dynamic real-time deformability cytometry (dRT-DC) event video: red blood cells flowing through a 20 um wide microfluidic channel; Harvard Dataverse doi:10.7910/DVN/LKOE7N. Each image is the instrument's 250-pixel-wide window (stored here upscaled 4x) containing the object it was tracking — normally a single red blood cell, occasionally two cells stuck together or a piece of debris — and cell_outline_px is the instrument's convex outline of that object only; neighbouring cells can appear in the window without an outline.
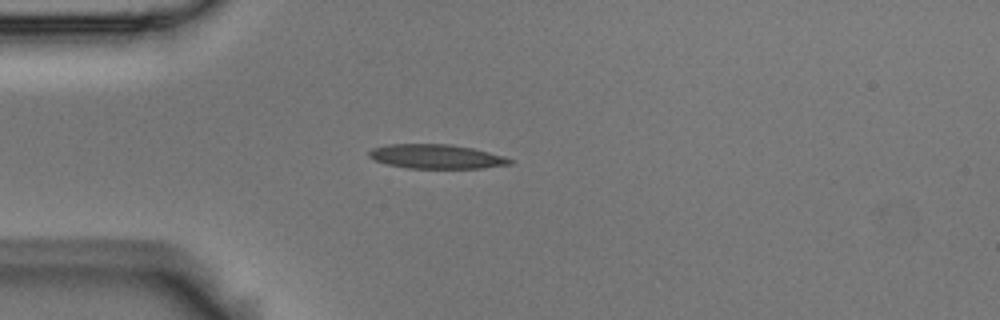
{"species": "Egyptian fruit bat (a non-hibernating species)", "species_latin": "Rousettus aegyptiacus", "temperature_condition": "room temperature", "stored_images_in_passage": 9, "camera_frame_rate_fps": 3000, "um_per_image_px": 0.085, "animal": {"sex": "male"}, "frame": {"image": 1, "passage_image": 3, "time_ms": 0.667, "image_size_px": [1000, 320], "cell_outline_px": [[512, 164], [480, 168], [408, 168], [388, 164], [376, 160], [368, 156], [368, 152], [372, 148], [388, 144], [452, 144], [472, 148], [504, 156], [512, 160]], "centroid_in_image_um": [37.08, 13.3], "position_along_channel_um": 47.9, "area_um2": 19.77}}
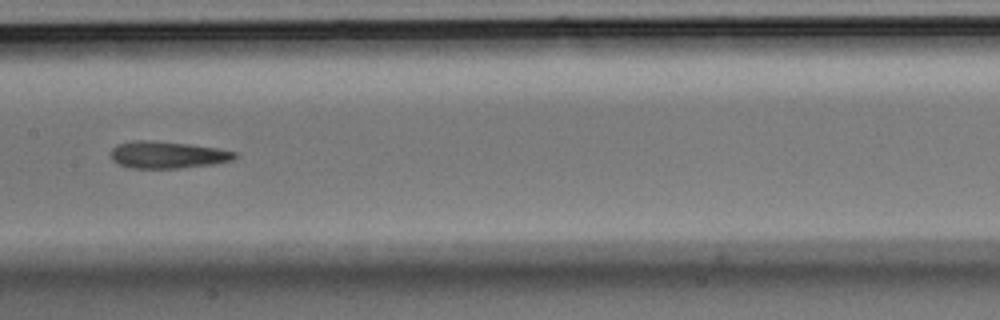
{"frame": {"image": 2, "passage_image": 7, "time_ms": 2.0, "image_size_px": [1000, 320], "cell_outline_px": [[236, 156], [232, 160], [212, 164], [180, 168], [132, 168], [120, 164], [112, 160], [112, 148], [116, 144], [132, 140], [148, 140], [188, 144], [216, 148], [236, 152]], "centroid_in_image_um": [14.2, 13.15], "position_along_channel_um": 193.2, "area_um2": 19.31}}
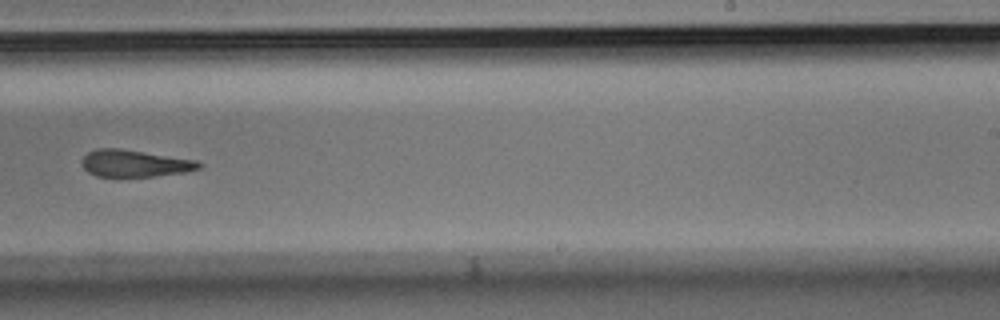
{"frame": {"image": 3, "passage_image": 9, "time_ms": 2.667, "image_size_px": [1000, 320], "cell_outline_px": [[204, 164], [200, 168], [188, 172], [156, 176], [96, 176], [88, 172], [84, 168], [80, 160], [88, 152], [96, 148], [120, 148], [196, 160]], "centroid_in_image_um": [11.46, 13.88], "position_along_channel_um": 277.5, "area_um2": 18.5}}